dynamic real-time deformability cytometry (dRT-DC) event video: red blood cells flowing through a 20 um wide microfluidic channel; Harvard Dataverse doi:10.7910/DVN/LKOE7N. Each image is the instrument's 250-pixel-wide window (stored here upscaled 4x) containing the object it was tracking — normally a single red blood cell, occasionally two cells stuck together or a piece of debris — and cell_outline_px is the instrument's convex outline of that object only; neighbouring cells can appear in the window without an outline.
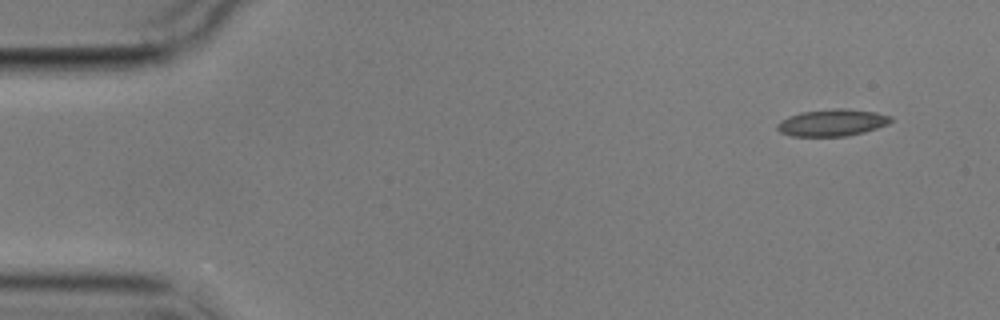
{"species": "common noctule bat (a hibernating species)", "species_latin": "Nyctalus noctula", "temperature_condition": "cold", "stored_images_in_passage": 12, "camera_frame_rate_fps": 3000, "um_per_image_px": 0.085, "animal": {"sex": "male", "body_mass_g": 17.9}, "frame": {"image": 1, "passage_image": 1, "time_ms": 0.0, "image_size_px": [1000, 320], "cell_outline_px": [[892, 120], [888, 124], [864, 132], [848, 136], [792, 136], [780, 132], [776, 128], [776, 124], [780, 120], [788, 116], [800, 112], [832, 108], [844, 108], [876, 112], [892, 116]], "centroid_in_image_um": [70.71, 10.42], "position_along_channel_um": 14.3, "area_um2": 17.98}}
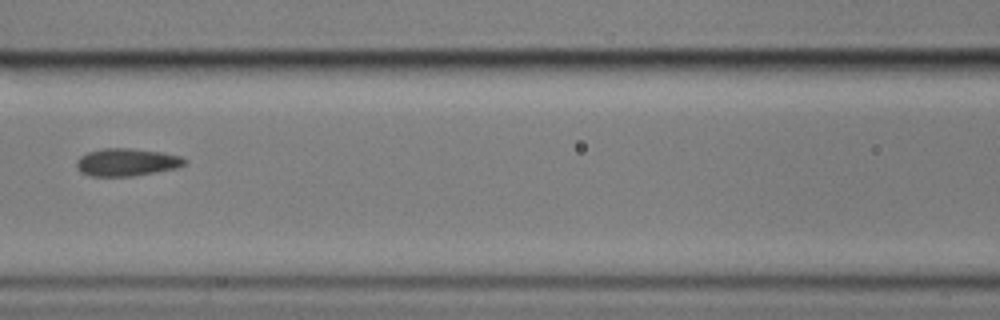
{"frame": {"image": 2, "passage_image": 5, "time_ms": 7.0, "image_size_px": [1000, 320], "cell_outline_px": [[188, 164], [176, 168], [156, 172], [132, 176], [88, 176], [80, 172], [76, 168], [76, 160], [80, 156], [88, 152], [104, 148], [128, 148], [160, 152], [180, 156], [188, 160]], "centroid_in_image_um": [10.76, 13.79], "position_along_channel_um": 155.8, "area_um2": 17.51}}
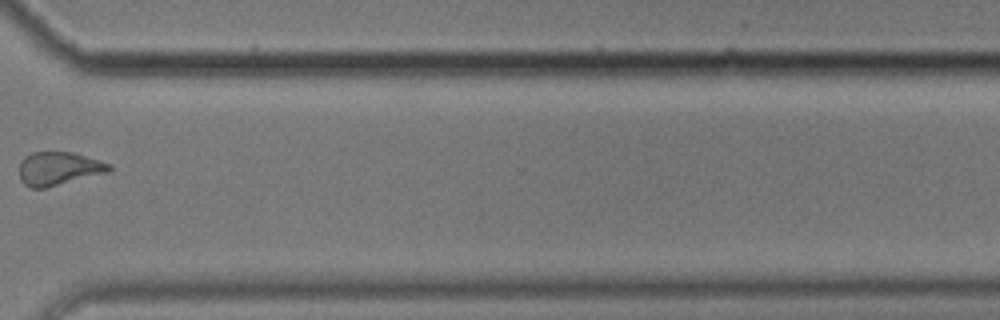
{"frame": {"image": 3, "passage_image": 10, "time_ms": 13.0, "image_size_px": [1000, 320], "cell_outline_px": [[112, 168], [108, 172], [44, 188], [32, 188], [24, 184], [20, 180], [20, 164], [24, 156], [32, 152], [72, 152], [100, 160], [112, 164]], "centroid_in_image_um": [4.99, 14.32], "position_along_channel_um": 365.6, "area_um2": 17.4}, "authors_computed_cell_mechanics": {"area_um2": 17.5134, "velocity_mm_per_s": 3.5111, "shape_relaxation_time_tau1_ms": 5.1415, "shape_relaxation_time_tau2_ms": 1.6928, "deformation_change_tau1": 0.113, "deformation_change_tau2": 0.0865}}